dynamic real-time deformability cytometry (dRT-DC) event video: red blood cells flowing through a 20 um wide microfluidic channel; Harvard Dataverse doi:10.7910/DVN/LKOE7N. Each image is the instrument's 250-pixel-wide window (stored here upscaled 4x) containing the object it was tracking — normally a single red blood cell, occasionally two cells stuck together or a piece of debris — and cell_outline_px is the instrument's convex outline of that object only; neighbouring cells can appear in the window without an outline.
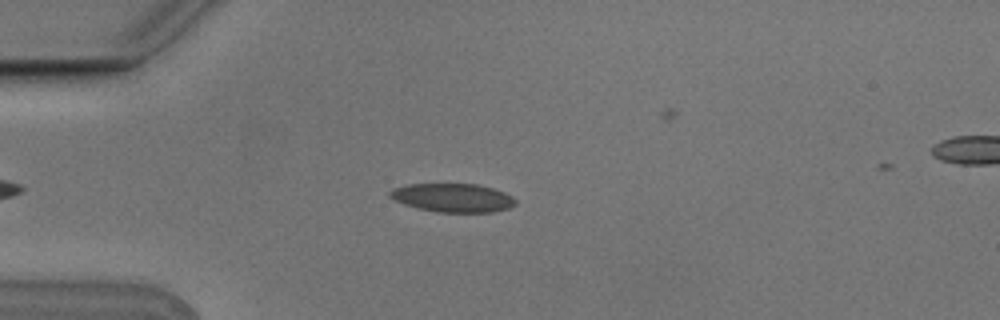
{"species": "Egyptian fruit bat (a non-hibernating species)", "species_latin": "Rousettus aegyptiacus", "temperature_condition": "cold", "stored_images_in_passage": 9, "camera_frame_rate_fps": 3000, "um_per_image_px": 0.085, "animal": {"sex": "male"}, "frame": {"image": 1, "passage_image": 3, "time_ms": 0.667, "image_size_px": [1000, 320], "cell_outline_px": [[516, 204], [508, 208], [492, 212], [436, 212], [404, 204], [388, 196], [388, 192], [392, 188], [408, 184], [476, 184], [492, 188], [504, 192], [512, 196], [516, 200]], "centroid_in_image_um": [38.48, 16.8], "position_along_channel_um": 46.5, "area_um2": 20.87}}
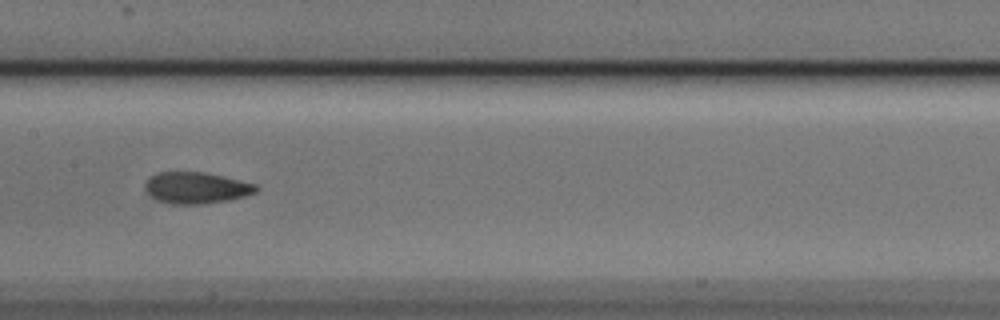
{"frame": {"image": 2, "passage_image": 7, "time_ms": 2.0, "image_size_px": [1000, 320], "cell_outline_px": [[260, 188], [256, 192], [244, 196], [228, 200], [200, 204], [168, 204], [156, 200], [144, 188], [144, 184], [148, 176], [156, 172], [204, 172], [256, 184]], "centroid_in_image_um": [16.63, 15.96], "position_along_channel_um": 190.8, "area_um2": 20.4}}
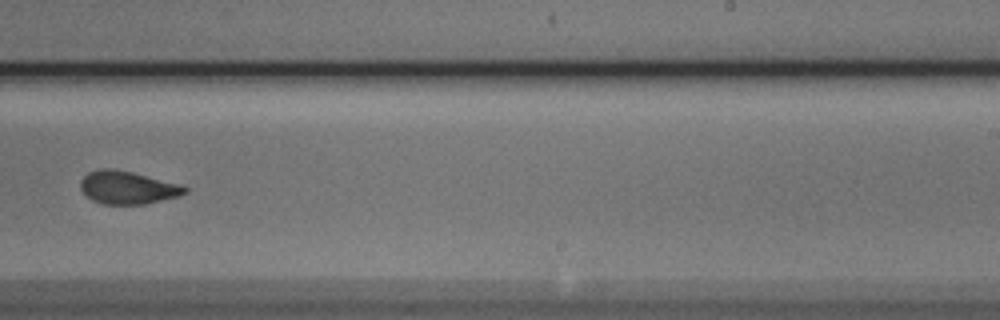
{"frame": {"image": 3, "passage_image": 9, "time_ms": 2.667, "image_size_px": [1000, 320], "cell_outline_px": [[188, 192], [176, 196], [144, 204], [104, 204], [92, 200], [80, 188], [80, 180], [88, 172], [100, 168], [112, 168], [132, 172], [180, 184], [188, 188]], "centroid_in_image_um": [10.82, 15.93], "position_along_channel_um": 278.2, "area_um2": 19.83}}